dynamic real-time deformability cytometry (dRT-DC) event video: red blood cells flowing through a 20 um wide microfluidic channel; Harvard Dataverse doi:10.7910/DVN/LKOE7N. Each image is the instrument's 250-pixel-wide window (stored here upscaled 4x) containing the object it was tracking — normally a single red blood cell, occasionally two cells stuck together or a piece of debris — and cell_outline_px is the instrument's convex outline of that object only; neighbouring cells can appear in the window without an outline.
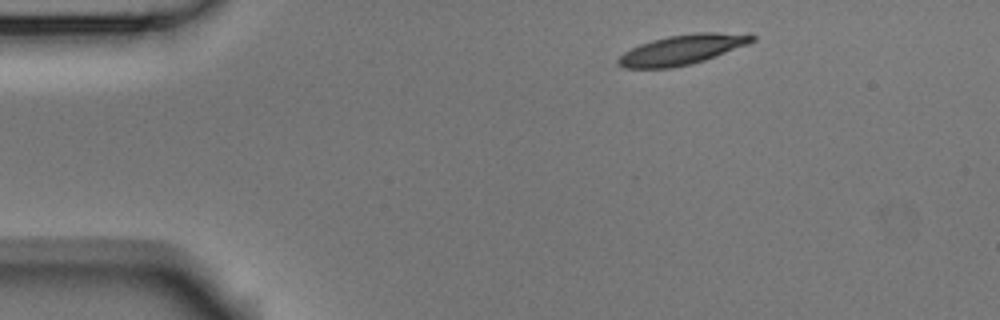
{"species": "Egyptian fruit bat (a non-hibernating species)", "species_latin": "Rousettus aegyptiacus", "temperature_condition": "room temperature", "stored_images_in_passage": 3, "camera_frame_rate_fps": 3000, "um_per_image_px": 0.085, "animal": {"sex": "male"}, "frame": {"image": 1, "passage_image": 1, "time_ms": 0.0, "image_size_px": [1000, 320], "cell_outline_px": [[756, 40], [748, 44], [704, 60], [672, 68], [624, 68], [616, 64], [616, 60], [624, 52], [640, 44], [652, 40], [668, 36], [696, 32], [716, 32], [756, 36]], "centroid_in_image_um": [57.93, 4.22], "position_along_channel_um": 27.1, "area_um2": 23.0}}